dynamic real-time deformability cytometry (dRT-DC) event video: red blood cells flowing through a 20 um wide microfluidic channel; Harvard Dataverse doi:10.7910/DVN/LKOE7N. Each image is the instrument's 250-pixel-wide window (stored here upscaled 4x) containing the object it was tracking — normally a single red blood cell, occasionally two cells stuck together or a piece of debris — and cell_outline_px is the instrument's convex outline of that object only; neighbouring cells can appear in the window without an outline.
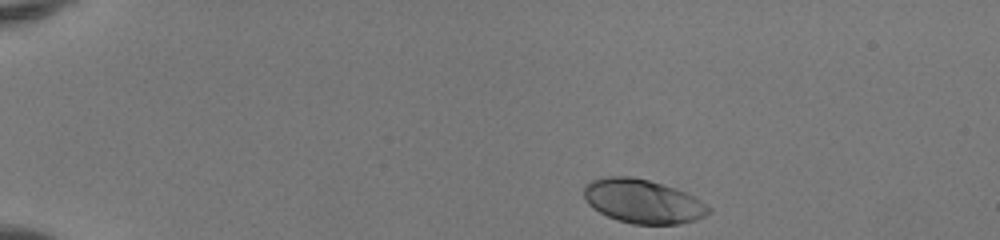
{"species": "human", "species_latin": "Homo sapiens", "temperature_condition": "room temperature", "stored_images_in_passage": 42, "camera_frame_rate_fps": 3000, "um_per_image_px": 0.085, "donor": {"sex": "female"}, "frame": {"image": 1, "passage_image": 1, "time_ms": 0.0, "image_size_px": [1000, 240], "cell_outline_px": [[712, 212], [704, 216], [692, 220], [676, 224], [632, 224], [616, 220], [592, 208], [588, 204], [584, 196], [584, 184], [592, 180], [608, 176], [632, 176], [648, 180], [676, 188], [700, 200], [712, 208]], "centroid_in_image_um": [54.62, 17.1], "position_along_channel_um": 30.4, "area_um2": 31.91}}
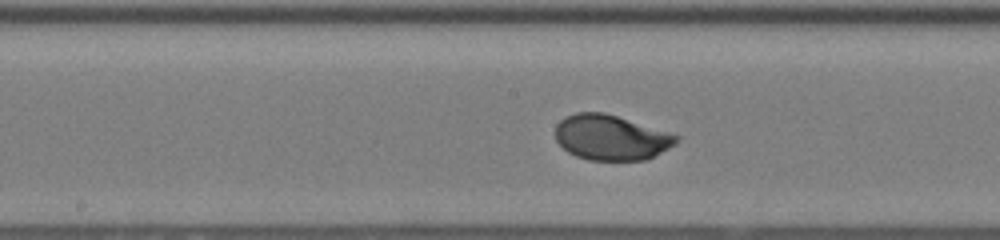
{"frame": {"image": 2, "passage_image": 20, "time_ms": 6.333, "image_size_px": [1000, 240], "cell_outline_px": [[680, 140], [676, 144], [648, 160], [588, 160], [576, 156], [568, 152], [556, 140], [556, 124], [560, 120], [576, 112], [604, 112], [668, 132], [680, 136]], "centroid_in_image_um": [51.95, 11.7], "position_along_channel_um": 196.2, "area_um2": 31.85}}
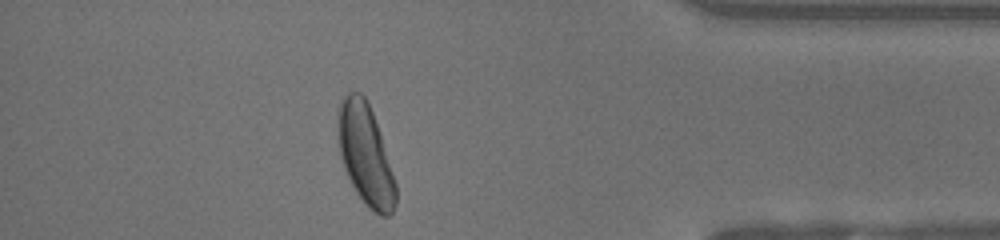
{"frame": {"image": 3, "passage_image": 37, "time_ms": 12.0, "image_size_px": [1000, 240], "cell_outline_px": [[396, 204], [392, 212], [388, 216], [380, 216], [368, 208], [364, 204], [356, 192], [344, 168], [340, 156], [336, 124], [336, 112], [344, 96], [348, 92], [360, 92], [364, 96], [372, 112], [380, 132], [396, 184]], "centroid_in_image_um": [31.04, 13.15], "position_along_channel_um": 404.2, "area_um2": 34.04}, "authors_computed_cell_mechanics": {"area_um2": 31.6455, "velocity_mm_per_s": 4.1252, "shape_relaxation_time_tau1_ms": 2.1241, "shape_relaxation_time_tau2_ms": null, "deformation_change_tau1": 0.1473, "deformation_change_tau2": null}}